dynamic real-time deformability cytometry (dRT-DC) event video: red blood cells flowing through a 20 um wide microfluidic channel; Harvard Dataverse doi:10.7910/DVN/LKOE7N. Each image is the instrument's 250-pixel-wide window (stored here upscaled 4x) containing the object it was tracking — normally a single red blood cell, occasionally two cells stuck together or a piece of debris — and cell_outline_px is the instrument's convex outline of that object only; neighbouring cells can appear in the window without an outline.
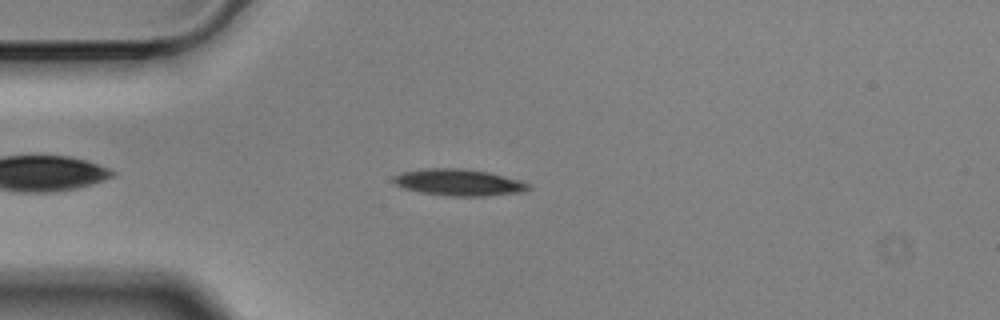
{"species": "Egyptian fruit bat (a non-hibernating species)", "species_latin": "Rousettus aegyptiacus", "temperature_condition": "cold", "stored_images_in_passage": 49, "camera_frame_rate_fps": 3000, "um_per_image_px": 0.085, "animal": {"sex": "male"}, "frame": {"image": 1, "passage_image": 7, "time_ms": 2.0, "image_size_px": [1000, 320], "cell_outline_px": [[532, 188], [524, 192], [484, 196], [452, 196], [420, 192], [404, 188], [396, 184], [392, 180], [392, 176], [400, 172], [424, 168], [464, 168], [488, 172], [520, 180], [528, 184]], "centroid_in_image_um": [38.98, 15.49], "position_along_channel_um": 46.0, "area_um2": 21.04}}
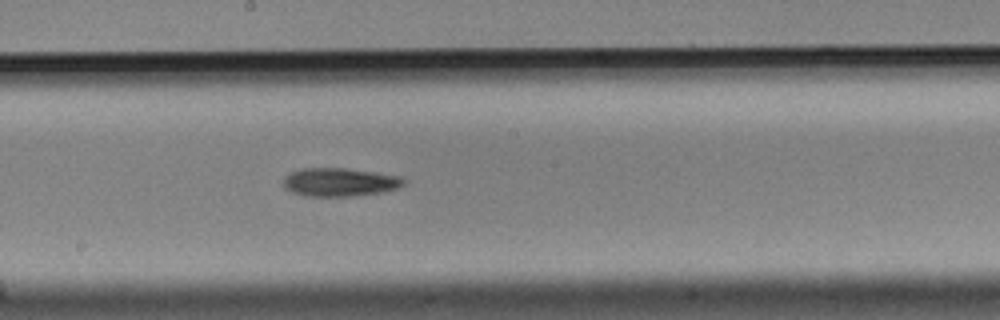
{"frame": {"image": 2, "passage_image": 23, "time_ms": 7.333, "image_size_px": [1000, 320], "cell_outline_px": [[404, 184], [396, 188], [380, 192], [352, 196], [304, 196], [292, 192], [284, 188], [284, 176], [292, 172], [304, 168], [344, 168], [376, 172], [400, 176], [404, 180]], "centroid_in_image_um": [28.84, 15.48], "position_along_channel_um": 219.4, "area_um2": 19.77}}
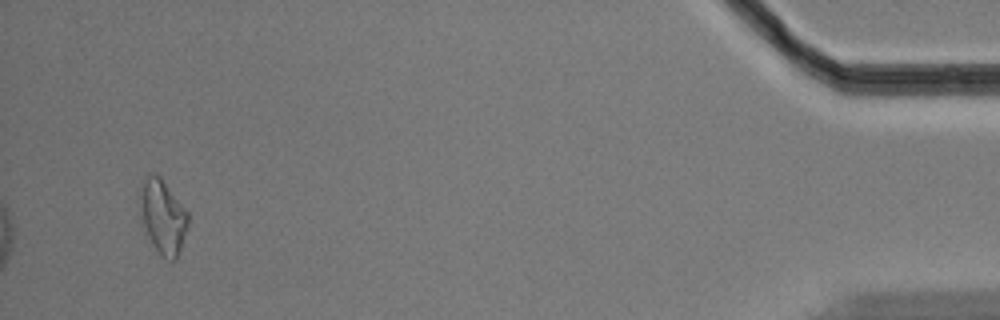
{"frame": {"image": 3, "passage_image": 47, "time_ms": 15.333, "image_size_px": [1000, 320], "cell_outline_px": [[188, 224], [180, 252], [176, 260], [172, 260], [160, 256], [144, 232], [140, 196], [144, 176], [160, 176], [188, 212]], "centroid_in_image_um": [13.86, 18.47], "position_along_channel_um": 421.3, "area_um2": 20.46}, "authors_computed_cell_mechanics": {"area_um2": 19.3052, "velocity_mm_per_s": 3.5185, "shape_relaxation_time_tau1_ms": 5.8957, "shape_relaxation_time_tau2_ms": null, "deformation_change_tau1": 0.1378, "deformation_change_tau2": null}}